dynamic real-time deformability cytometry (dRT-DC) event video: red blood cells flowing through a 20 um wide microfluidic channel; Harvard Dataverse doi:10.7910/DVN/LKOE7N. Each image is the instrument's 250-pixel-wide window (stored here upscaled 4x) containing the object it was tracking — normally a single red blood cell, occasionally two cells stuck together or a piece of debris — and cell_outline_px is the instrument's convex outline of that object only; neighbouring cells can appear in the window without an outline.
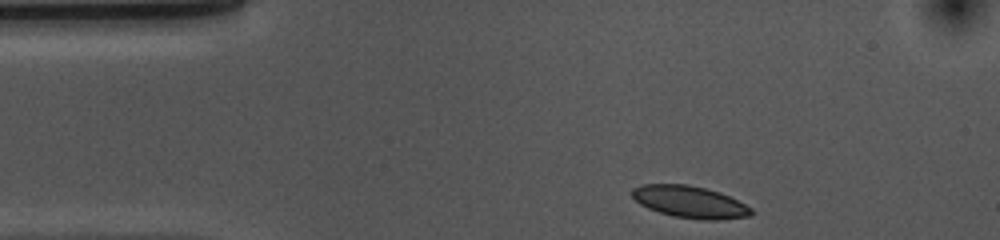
{"species": "common noctule bat (a hibernating species)", "species_latin": "Nyctalus noctula", "temperature_condition": "cold", "stored_images_in_passage": 35, "camera_frame_rate_fps": 3000, "um_per_image_px": 0.085, "animal": {"sex": "female", "body_mass_g": 10.0, "forearm_length_mm": 53.1}, "frame": {"image": 1, "passage_image": 1, "time_ms": 0.0, "image_size_px": [1000, 240], "cell_outline_px": [[752, 216], [716, 220], [700, 220], [672, 216], [648, 208], [640, 204], [632, 196], [632, 188], [644, 184], [688, 184], [720, 192], [752, 208]], "centroid_in_image_um": [58.63, 17.17], "position_along_channel_um": 26.4, "area_um2": 22.14}}
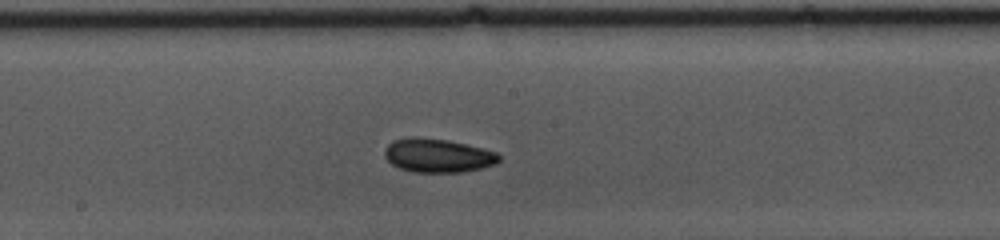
{"frame": {"image": 2, "passage_image": 20, "time_ms": 6.333, "image_size_px": [1000, 240], "cell_outline_px": [[500, 160], [496, 164], [464, 172], [412, 172], [400, 168], [392, 164], [384, 156], [384, 148], [392, 140], [412, 136], [416, 136], [448, 140], [496, 152], [500, 156]], "centroid_in_image_um": [37.17, 13.21], "position_along_channel_um": 211.0, "area_um2": 22.54}}
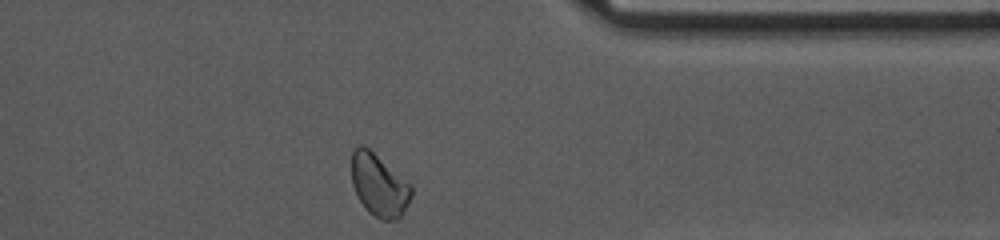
{"frame": {"image": 3, "passage_image": 35, "time_ms": 11.333, "image_size_px": [1000, 240], "cell_outline_px": [[412, 196], [404, 212], [396, 220], [384, 220], [368, 212], [360, 200], [352, 184], [352, 152], [360, 144], [364, 144], [412, 184]], "centroid_in_image_um": [32.24, 15.72], "position_along_channel_um": 379.2, "area_um2": 21.73}, "authors_computed_cell_mechanics": {"area_um2": 21.8484, "velocity_mm_per_s": 3.633, "shape_relaxation_time_tau1_ms": 2.7435, "shape_relaxation_time_tau2_ms": 6.2527, "deformation_change_tau1": 0.0727, "deformation_change_tau2": 0.0881}}